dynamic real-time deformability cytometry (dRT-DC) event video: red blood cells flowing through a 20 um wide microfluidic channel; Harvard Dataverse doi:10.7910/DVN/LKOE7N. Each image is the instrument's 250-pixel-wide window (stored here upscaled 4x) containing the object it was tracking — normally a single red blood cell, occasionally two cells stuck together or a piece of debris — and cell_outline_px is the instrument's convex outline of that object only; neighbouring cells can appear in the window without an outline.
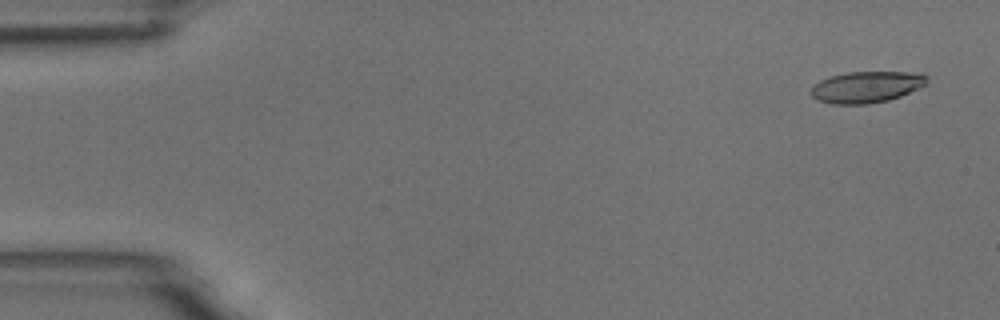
{"species": "common noctule bat (a hibernating species)", "species_latin": "Nyctalus noctula", "temperature_condition": "room temperature", "stored_images_in_passage": 6, "camera_frame_rate_fps": 3000, "um_per_image_px": 0.085, "animal": {"sex": "male", "body_mass_g": 18.8}, "frame": {"image": 1, "passage_image": 1, "time_ms": 0.0, "image_size_px": [1000, 320], "cell_outline_px": [[928, 84], [920, 88], [900, 96], [888, 100], [868, 104], [832, 104], [816, 100], [812, 96], [812, 84], [820, 80], [832, 76], [848, 72], [924, 72], [928, 76]], "centroid_in_image_um": [73.7, 7.39], "position_along_channel_um": 11.3, "area_um2": 21.44}}
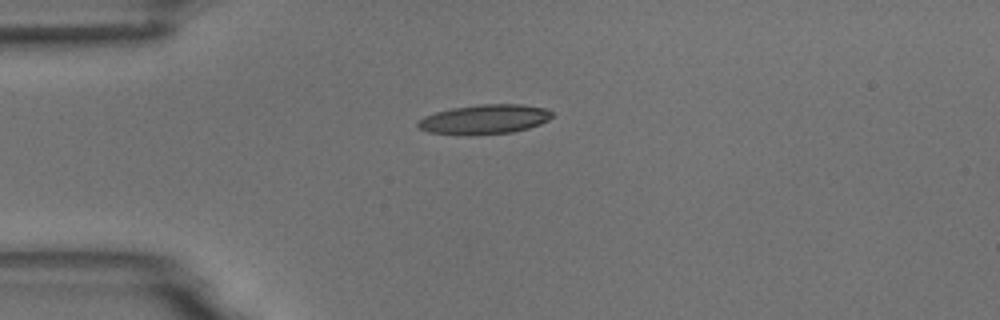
{"frame": {"image": 2, "passage_image": 4, "time_ms": 3.667, "image_size_px": [1000, 320], "cell_outline_px": [[552, 116], [548, 120], [540, 124], [528, 128], [512, 132], [428, 132], [420, 128], [416, 124], [416, 120], [424, 116], [436, 112], [452, 108], [480, 104], [520, 104], [544, 108], [552, 112]], "centroid_in_image_um": [41.21, 10.09], "position_along_channel_um": 43.8, "area_um2": 22.02}}